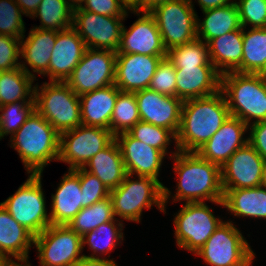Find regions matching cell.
<instances>
[{
    "label": "cell",
    "mask_w": 266,
    "mask_h": 266,
    "mask_svg": "<svg viewBox=\"0 0 266 266\" xmlns=\"http://www.w3.org/2000/svg\"><path fill=\"white\" fill-rule=\"evenodd\" d=\"M230 117L222 90L199 98L184 100L175 147L183 152H197Z\"/></svg>",
    "instance_id": "cell-1"
},
{
    "label": "cell",
    "mask_w": 266,
    "mask_h": 266,
    "mask_svg": "<svg viewBox=\"0 0 266 266\" xmlns=\"http://www.w3.org/2000/svg\"><path fill=\"white\" fill-rule=\"evenodd\" d=\"M172 154L174 172L178 175L176 194L172 200H185V203L210 201L224 207L221 168L197 152L176 149Z\"/></svg>",
    "instance_id": "cell-2"
},
{
    "label": "cell",
    "mask_w": 266,
    "mask_h": 266,
    "mask_svg": "<svg viewBox=\"0 0 266 266\" xmlns=\"http://www.w3.org/2000/svg\"><path fill=\"white\" fill-rule=\"evenodd\" d=\"M28 174L41 175L52 160L58 161L60 134L35 109L10 137Z\"/></svg>",
    "instance_id": "cell-3"
},
{
    "label": "cell",
    "mask_w": 266,
    "mask_h": 266,
    "mask_svg": "<svg viewBox=\"0 0 266 266\" xmlns=\"http://www.w3.org/2000/svg\"><path fill=\"white\" fill-rule=\"evenodd\" d=\"M131 177L127 174L123 182L110 191L114 215L139 223L143 209H150L152 205L166 213V203L171 197L170 189L151 177L138 176V180H132Z\"/></svg>",
    "instance_id": "cell-4"
},
{
    "label": "cell",
    "mask_w": 266,
    "mask_h": 266,
    "mask_svg": "<svg viewBox=\"0 0 266 266\" xmlns=\"http://www.w3.org/2000/svg\"><path fill=\"white\" fill-rule=\"evenodd\" d=\"M221 90L231 116L248 126L252 120L266 121V81L259 74L225 73L221 75Z\"/></svg>",
    "instance_id": "cell-5"
},
{
    "label": "cell",
    "mask_w": 266,
    "mask_h": 266,
    "mask_svg": "<svg viewBox=\"0 0 266 266\" xmlns=\"http://www.w3.org/2000/svg\"><path fill=\"white\" fill-rule=\"evenodd\" d=\"M34 100L35 109L59 134L82 125L79 96L66 82L50 81L41 87L36 84Z\"/></svg>",
    "instance_id": "cell-6"
},
{
    "label": "cell",
    "mask_w": 266,
    "mask_h": 266,
    "mask_svg": "<svg viewBox=\"0 0 266 266\" xmlns=\"http://www.w3.org/2000/svg\"><path fill=\"white\" fill-rule=\"evenodd\" d=\"M41 179V175L29 174L15 194L0 203L20 225L34 236L39 235L51 225L50 215L46 211Z\"/></svg>",
    "instance_id": "cell-7"
},
{
    "label": "cell",
    "mask_w": 266,
    "mask_h": 266,
    "mask_svg": "<svg viewBox=\"0 0 266 266\" xmlns=\"http://www.w3.org/2000/svg\"><path fill=\"white\" fill-rule=\"evenodd\" d=\"M210 266H252L255 254L232 221H224L195 253Z\"/></svg>",
    "instance_id": "cell-8"
},
{
    "label": "cell",
    "mask_w": 266,
    "mask_h": 266,
    "mask_svg": "<svg viewBox=\"0 0 266 266\" xmlns=\"http://www.w3.org/2000/svg\"><path fill=\"white\" fill-rule=\"evenodd\" d=\"M192 3L190 0H167L150 11L167 51L197 38L198 16Z\"/></svg>",
    "instance_id": "cell-9"
},
{
    "label": "cell",
    "mask_w": 266,
    "mask_h": 266,
    "mask_svg": "<svg viewBox=\"0 0 266 266\" xmlns=\"http://www.w3.org/2000/svg\"><path fill=\"white\" fill-rule=\"evenodd\" d=\"M223 222L204 202L183 204L173 223L177 246L197 253Z\"/></svg>",
    "instance_id": "cell-10"
},
{
    "label": "cell",
    "mask_w": 266,
    "mask_h": 266,
    "mask_svg": "<svg viewBox=\"0 0 266 266\" xmlns=\"http://www.w3.org/2000/svg\"><path fill=\"white\" fill-rule=\"evenodd\" d=\"M116 54L109 50L86 48L82 59L65 82L78 96L113 85Z\"/></svg>",
    "instance_id": "cell-11"
},
{
    "label": "cell",
    "mask_w": 266,
    "mask_h": 266,
    "mask_svg": "<svg viewBox=\"0 0 266 266\" xmlns=\"http://www.w3.org/2000/svg\"><path fill=\"white\" fill-rule=\"evenodd\" d=\"M114 139L110 129L79 125L60 134L58 161L69 164V169L83 168Z\"/></svg>",
    "instance_id": "cell-12"
},
{
    "label": "cell",
    "mask_w": 266,
    "mask_h": 266,
    "mask_svg": "<svg viewBox=\"0 0 266 266\" xmlns=\"http://www.w3.org/2000/svg\"><path fill=\"white\" fill-rule=\"evenodd\" d=\"M33 245L41 266H73L84 256L82 237L68 225H49L34 237Z\"/></svg>",
    "instance_id": "cell-13"
},
{
    "label": "cell",
    "mask_w": 266,
    "mask_h": 266,
    "mask_svg": "<svg viewBox=\"0 0 266 266\" xmlns=\"http://www.w3.org/2000/svg\"><path fill=\"white\" fill-rule=\"evenodd\" d=\"M126 17L103 16L74 9L72 27L77 31L87 48L118 52L120 47L122 21Z\"/></svg>",
    "instance_id": "cell-14"
},
{
    "label": "cell",
    "mask_w": 266,
    "mask_h": 266,
    "mask_svg": "<svg viewBox=\"0 0 266 266\" xmlns=\"http://www.w3.org/2000/svg\"><path fill=\"white\" fill-rule=\"evenodd\" d=\"M264 161L249 143L237 149L221 167L222 189L262 186Z\"/></svg>",
    "instance_id": "cell-15"
},
{
    "label": "cell",
    "mask_w": 266,
    "mask_h": 266,
    "mask_svg": "<svg viewBox=\"0 0 266 266\" xmlns=\"http://www.w3.org/2000/svg\"><path fill=\"white\" fill-rule=\"evenodd\" d=\"M133 13L139 18L129 30L123 25L117 54L167 56L154 16L146 11ZM140 13L143 15L140 16Z\"/></svg>",
    "instance_id": "cell-16"
},
{
    "label": "cell",
    "mask_w": 266,
    "mask_h": 266,
    "mask_svg": "<svg viewBox=\"0 0 266 266\" xmlns=\"http://www.w3.org/2000/svg\"><path fill=\"white\" fill-rule=\"evenodd\" d=\"M134 93L141 121L167 128L177 135L184 102L182 99L150 89Z\"/></svg>",
    "instance_id": "cell-17"
},
{
    "label": "cell",
    "mask_w": 266,
    "mask_h": 266,
    "mask_svg": "<svg viewBox=\"0 0 266 266\" xmlns=\"http://www.w3.org/2000/svg\"><path fill=\"white\" fill-rule=\"evenodd\" d=\"M121 151L127 174L151 177L158 176L165 155L158 149L133 138L128 132L115 136Z\"/></svg>",
    "instance_id": "cell-18"
},
{
    "label": "cell",
    "mask_w": 266,
    "mask_h": 266,
    "mask_svg": "<svg viewBox=\"0 0 266 266\" xmlns=\"http://www.w3.org/2000/svg\"><path fill=\"white\" fill-rule=\"evenodd\" d=\"M140 54H116L115 86L124 92L148 89L162 58Z\"/></svg>",
    "instance_id": "cell-19"
},
{
    "label": "cell",
    "mask_w": 266,
    "mask_h": 266,
    "mask_svg": "<svg viewBox=\"0 0 266 266\" xmlns=\"http://www.w3.org/2000/svg\"><path fill=\"white\" fill-rule=\"evenodd\" d=\"M248 129L245 122L230 115L197 153L221 168L237 149L248 143L249 138L243 137Z\"/></svg>",
    "instance_id": "cell-20"
},
{
    "label": "cell",
    "mask_w": 266,
    "mask_h": 266,
    "mask_svg": "<svg viewBox=\"0 0 266 266\" xmlns=\"http://www.w3.org/2000/svg\"><path fill=\"white\" fill-rule=\"evenodd\" d=\"M86 48L73 27L56 31V41L49 62L50 81L65 82L82 59Z\"/></svg>",
    "instance_id": "cell-21"
},
{
    "label": "cell",
    "mask_w": 266,
    "mask_h": 266,
    "mask_svg": "<svg viewBox=\"0 0 266 266\" xmlns=\"http://www.w3.org/2000/svg\"><path fill=\"white\" fill-rule=\"evenodd\" d=\"M176 69V97L184 100L205 97L221 90V74L215 66Z\"/></svg>",
    "instance_id": "cell-22"
},
{
    "label": "cell",
    "mask_w": 266,
    "mask_h": 266,
    "mask_svg": "<svg viewBox=\"0 0 266 266\" xmlns=\"http://www.w3.org/2000/svg\"><path fill=\"white\" fill-rule=\"evenodd\" d=\"M24 38L25 35L20 39V57L26 62L20 64V67L35 79L36 76L33 73L49 76V62L56 41V31L33 27L28 37ZM25 63L30 66L33 73Z\"/></svg>",
    "instance_id": "cell-23"
},
{
    "label": "cell",
    "mask_w": 266,
    "mask_h": 266,
    "mask_svg": "<svg viewBox=\"0 0 266 266\" xmlns=\"http://www.w3.org/2000/svg\"><path fill=\"white\" fill-rule=\"evenodd\" d=\"M64 174L56 193L52 194L51 225H68L83 208V196L78 174L73 169Z\"/></svg>",
    "instance_id": "cell-24"
},
{
    "label": "cell",
    "mask_w": 266,
    "mask_h": 266,
    "mask_svg": "<svg viewBox=\"0 0 266 266\" xmlns=\"http://www.w3.org/2000/svg\"><path fill=\"white\" fill-rule=\"evenodd\" d=\"M119 91L113 84L79 96L82 125L110 129Z\"/></svg>",
    "instance_id": "cell-25"
},
{
    "label": "cell",
    "mask_w": 266,
    "mask_h": 266,
    "mask_svg": "<svg viewBox=\"0 0 266 266\" xmlns=\"http://www.w3.org/2000/svg\"><path fill=\"white\" fill-rule=\"evenodd\" d=\"M34 235L20 225L0 204V254L14 257L21 264H28L29 248L34 244Z\"/></svg>",
    "instance_id": "cell-26"
},
{
    "label": "cell",
    "mask_w": 266,
    "mask_h": 266,
    "mask_svg": "<svg viewBox=\"0 0 266 266\" xmlns=\"http://www.w3.org/2000/svg\"><path fill=\"white\" fill-rule=\"evenodd\" d=\"M83 169L96 176L110 191L118 187L127 175L121 151L115 139L93 156Z\"/></svg>",
    "instance_id": "cell-27"
},
{
    "label": "cell",
    "mask_w": 266,
    "mask_h": 266,
    "mask_svg": "<svg viewBox=\"0 0 266 266\" xmlns=\"http://www.w3.org/2000/svg\"><path fill=\"white\" fill-rule=\"evenodd\" d=\"M207 45L209 59L221 75L235 72L242 64L243 27L211 39Z\"/></svg>",
    "instance_id": "cell-28"
},
{
    "label": "cell",
    "mask_w": 266,
    "mask_h": 266,
    "mask_svg": "<svg viewBox=\"0 0 266 266\" xmlns=\"http://www.w3.org/2000/svg\"><path fill=\"white\" fill-rule=\"evenodd\" d=\"M223 203L236 217L266 219V187L223 189Z\"/></svg>",
    "instance_id": "cell-29"
},
{
    "label": "cell",
    "mask_w": 266,
    "mask_h": 266,
    "mask_svg": "<svg viewBox=\"0 0 266 266\" xmlns=\"http://www.w3.org/2000/svg\"><path fill=\"white\" fill-rule=\"evenodd\" d=\"M205 18H197V38L208 43L211 39L241 28L237 4L202 11Z\"/></svg>",
    "instance_id": "cell-30"
},
{
    "label": "cell",
    "mask_w": 266,
    "mask_h": 266,
    "mask_svg": "<svg viewBox=\"0 0 266 266\" xmlns=\"http://www.w3.org/2000/svg\"><path fill=\"white\" fill-rule=\"evenodd\" d=\"M34 80L36 79L21 67L10 71H0V106L17 101H32Z\"/></svg>",
    "instance_id": "cell-31"
},
{
    "label": "cell",
    "mask_w": 266,
    "mask_h": 266,
    "mask_svg": "<svg viewBox=\"0 0 266 266\" xmlns=\"http://www.w3.org/2000/svg\"><path fill=\"white\" fill-rule=\"evenodd\" d=\"M266 65V28H243L242 64L238 73L259 74Z\"/></svg>",
    "instance_id": "cell-32"
},
{
    "label": "cell",
    "mask_w": 266,
    "mask_h": 266,
    "mask_svg": "<svg viewBox=\"0 0 266 266\" xmlns=\"http://www.w3.org/2000/svg\"><path fill=\"white\" fill-rule=\"evenodd\" d=\"M122 221L123 220L116 218L112 221L105 222L95 230L89 231L82 236V249H84L85 244H87L89 249L93 251L91 255H83L90 258H102L99 256L100 253L106 255L111 250L115 249L118 244L122 243L121 241L124 240V235L122 233L124 225Z\"/></svg>",
    "instance_id": "cell-33"
},
{
    "label": "cell",
    "mask_w": 266,
    "mask_h": 266,
    "mask_svg": "<svg viewBox=\"0 0 266 266\" xmlns=\"http://www.w3.org/2000/svg\"><path fill=\"white\" fill-rule=\"evenodd\" d=\"M74 8L68 0H42L32 18L38 17L43 30L62 31L72 27Z\"/></svg>",
    "instance_id": "cell-34"
},
{
    "label": "cell",
    "mask_w": 266,
    "mask_h": 266,
    "mask_svg": "<svg viewBox=\"0 0 266 266\" xmlns=\"http://www.w3.org/2000/svg\"><path fill=\"white\" fill-rule=\"evenodd\" d=\"M116 219L111 198L94 203L82 208L79 213L68 223V226L81 237L89 231L95 230L101 224Z\"/></svg>",
    "instance_id": "cell-35"
},
{
    "label": "cell",
    "mask_w": 266,
    "mask_h": 266,
    "mask_svg": "<svg viewBox=\"0 0 266 266\" xmlns=\"http://www.w3.org/2000/svg\"><path fill=\"white\" fill-rule=\"evenodd\" d=\"M141 121L134 92L119 91L110 121L114 136L128 132Z\"/></svg>",
    "instance_id": "cell-36"
},
{
    "label": "cell",
    "mask_w": 266,
    "mask_h": 266,
    "mask_svg": "<svg viewBox=\"0 0 266 266\" xmlns=\"http://www.w3.org/2000/svg\"><path fill=\"white\" fill-rule=\"evenodd\" d=\"M167 57L175 68L214 66L209 59L207 43L199 38L169 49Z\"/></svg>",
    "instance_id": "cell-37"
},
{
    "label": "cell",
    "mask_w": 266,
    "mask_h": 266,
    "mask_svg": "<svg viewBox=\"0 0 266 266\" xmlns=\"http://www.w3.org/2000/svg\"><path fill=\"white\" fill-rule=\"evenodd\" d=\"M35 110V100L17 101L0 106V139L11 136L25 123Z\"/></svg>",
    "instance_id": "cell-38"
},
{
    "label": "cell",
    "mask_w": 266,
    "mask_h": 266,
    "mask_svg": "<svg viewBox=\"0 0 266 266\" xmlns=\"http://www.w3.org/2000/svg\"><path fill=\"white\" fill-rule=\"evenodd\" d=\"M128 133L136 140L160 150L164 155L168 154L167 147L171 138L176 140V135L171 130L143 121L137 122Z\"/></svg>",
    "instance_id": "cell-39"
},
{
    "label": "cell",
    "mask_w": 266,
    "mask_h": 266,
    "mask_svg": "<svg viewBox=\"0 0 266 266\" xmlns=\"http://www.w3.org/2000/svg\"><path fill=\"white\" fill-rule=\"evenodd\" d=\"M21 14L15 0H0V35L21 39L26 29Z\"/></svg>",
    "instance_id": "cell-40"
},
{
    "label": "cell",
    "mask_w": 266,
    "mask_h": 266,
    "mask_svg": "<svg viewBox=\"0 0 266 266\" xmlns=\"http://www.w3.org/2000/svg\"><path fill=\"white\" fill-rule=\"evenodd\" d=\"M176 69L173 63L164 57L159 62L148 89L166 96L176 97Z\"/></svg>",
    "instance_id": "cell-41"
},
{
    "label": "cell",
    "mask_w": 266,
    "mask_h": 266,
    "mask_svg": "<svg viewBox=\"0 0 266 266\" xmlns=\"http://www.w3.org/2000/svg\"><path fill=\"white\" fill-rule=\"evenodd\" d=\"M79 176L83 196V208L102 201L110 196V190L94 175L83 168L73 169Z\"/></svg>",
    "instance_id": "cell-42"
},
{
    "label": "cell",
    "mask_w": 266,
    "mask_h": 266,
    "mask_svg": "<svg viewBox=\"0 0 266 266\" xmlns=\"http://www.w3.org/2000/svg\"><path fill=\"white\" fill-rule=\"evenodd\" d=\"M241 27L266 28V0H237Z\"/></svg>",
    "instance_id": "cell-43"
},
{
    "label": "cell",
    "mask_w": 266,
    "mask_h": 266,
    "mask_svg": "<svg viewBox=\"0 0 266 266\" xmlns=\"http://www.w3.org/2000/svg\"><path fill=\"white\" fill-rule=\"evenodd\" d=\"M20 38L0 35V71H10L20 67Z\"/></svg>",
    "instance_id": "cell-44"
},
{
    "label": "cell",
    "mask_w": 266,
    "mask_h": 266,
    "mask_svg": "<svg viewBox=\"0 0 266 266\" xmlns=\"http://www.w3.org/2000/svg\"><path fill=\"white\" fill-rule=\"evenodd\" d=\"M80 8L99 15L113 17H126L128 16L127 11H129L119 0H85Z\"/></svg>",
    "instance_id": "cell-45"
},
{
    "label": "cell",
    "mask_w": 266,
    "mask_h": 266,
    "mask_svg": "<svg viewBox=\"0 0 266 266\" xmlns=\"http://www.w3.org/2000/svg\"><path fill=\"white\" fill-rule=\"evenodd\" d=\"M248 143L266 161V121H259L249 125Z\"/></svg>",
    "instance_id": "cell-46"
},
{
    "label": "cell",
    "mask_w": 266,
    "mask_h": 266,
    "mask_svg": "<svg viewBox=\"0 0 266 266\" xmlns=\"http://www.w3.org/2000/svg\"><path fill=\"white\" fill-rule=\"evenodd\" d=\"M115 261L109 258H90L83 256L73 266H117Z\"/></svg>",
    "instance_id": "cell-47"
},
{
    "label": "cell",
    "mask_w": 266,
    "mask_h": 266,
    "mask_svg": "<svg viewBox=\"0 0 266 266\" xmlns=\"http://www.w3.org/2000/svg\"><path fill=\"white\" fill-rule=\"evenodd\" d=\"M23 14L32 17L42 0H15Z\"/></svg>",
    "instance_id": "cell-48"
},
{
    "label": "cell",
    "mask_w": 266,
    "mask_h": 266,
    "mask_svg": "<svg viewBox=\"0 0 266 266\" xmlns=\"http://www.w3.org/2000/svg\"><path fill=\"white\" fill-rule=\"evenodd\" d=\"M167 0H134V12H150L155 6Z\"/></svg>",
    "instance_id": "cell-49"
},
{
    "label": "cell",
    "mask_w": 266,
    "mask_h": 266,
    "mask_svg": "<svg viewBox=\"0 0 266 266\" xmlns=\"http://www.w3.org/2000/svg\"><path fill=\"white\" fill-rule=\"evenodd\" d=\"M202 11L234 3L232 0H197ZM192 2V0H190Z\"/></svg>",
    "instance_id": "cell-50"
},
{
    "label": "cell",
    "mask_w": 266,
    "mask_h": 266,
    "mask_svg": "<svg viewBox=\"0 0 266 266\" xmlns=\"http://www.w3.org/2000/svg\"><path fill=\"white\" fill-rule=\"evenodd\" d=\"M17 264L20 263H17L13 259L0 254V266H16Z\"/></svg>",
    "instance_id": "cell-51"
},
{
    "label": "cell",
    "mask_w": 266,
    "mask_h": 266,
    "mask_svg": "<svg viewBox=\"0 0 266 266\" xmlns=\"http://www.w3.org/2000/svg\"><path fill=\"white\" fill-rule=\"evenodd\" d=\"M128 10L134 12V0H119Z\"/></svg>",
    "instance_id": "cell-52"
},
{
    "label": "cell",
    "mask_w": 266,
    "mask_h": 266,
    "mask_svg": "<svg viewBox=\"0 0 266 266\" xmlns=\"http://www.w3.org/2000/svg\"><path fill=\"white\" fill-rule=\"evenodd\" d=\"M85 0H68V3L75 9L81 7Z\"/></svg>",
    "instance_id": "cell-53"
},
{
    "label": "cell",
    "mask_w": 266,
    "mask_h": 266,
    "mask_svg": "<svg viewBox=\"0 0 266 266\" xmlns=\"http://www.w3.org/2000/svg\"><path fill=\"white\" fill-rule=\"evenodd\" d=\"M262 186L266 187V161L263 165Z\"/></svg>",
    "instance_id": "cell-54"
},
{
    "label": "cell",
    "mask_w": 266,
    "mask_h": 266,
    "mask_svg": "<svg viewBox=\"0 0 266 266\" xmlns=\"http://www.w3.org/2000/svg\"><path fill=\"white\" fill-rule=\"evenodd\" d=\"M259 75L266 81V65L262 69V71L259 73Z\"/></svg>",
    "instance_id": "cell-55"
},
{
    "label": "cell",
    "mask_w": 266,
    "mask_h": 266,
    "mask_svg": "<svg viewBox=\"0 0 266 266\" xmlns=\"http://www.w3.org/2000/svg\"><path fill=\"white\" fill-rule=\"evenodd\" d=\"M16 266H31V264H17Z\"/></svg>",
    "instance_id": "cell-56"
}]
</instances>
